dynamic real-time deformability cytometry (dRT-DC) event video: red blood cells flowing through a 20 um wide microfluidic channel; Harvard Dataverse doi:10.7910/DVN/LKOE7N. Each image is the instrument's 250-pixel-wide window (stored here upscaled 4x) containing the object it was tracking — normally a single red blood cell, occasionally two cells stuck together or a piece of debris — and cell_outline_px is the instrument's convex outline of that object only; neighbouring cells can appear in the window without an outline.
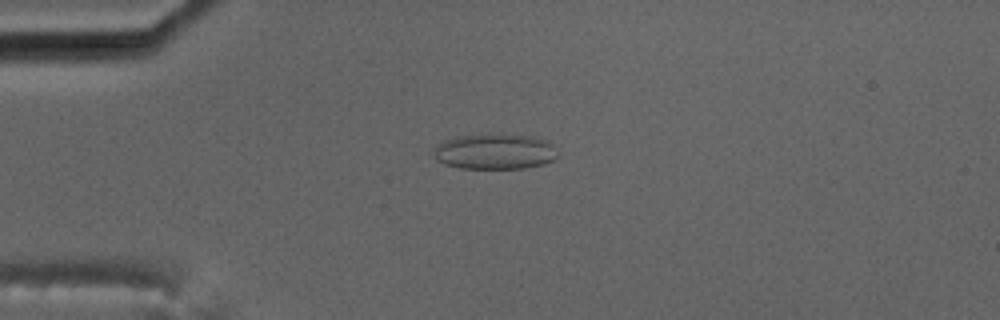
{"species": "common noctule bat (a hibernating species)", "species_latin": "Nyctalus noctula", "temperature_condition": "cold", "stored_images_in_passage": 4, "camera_frame_rate_fps": 3000, "um_per_image_px": 0.085, "animal": {"sex": "male", "body_mass_g": 17.5, "forearm_length_mm": 52.3}, "frame": {"image": 1, "passage_image": 4, "time_ms": 4.0, "image_size_px": [1000, 320], "cell_outline_px": [[560, 156], [556, 160], [544, 164], [524, 168], [460, 168], [444, 164], [436, 160], [436, 144], [444, 140], [456, 136], [488, 132], [500, 132], [532, 136], [544, 140], [552, 144]], "centroid_in_image_um": [42.1, 12.85], "position_along_channel_um": 42.9, "area_um2": 26.41}}